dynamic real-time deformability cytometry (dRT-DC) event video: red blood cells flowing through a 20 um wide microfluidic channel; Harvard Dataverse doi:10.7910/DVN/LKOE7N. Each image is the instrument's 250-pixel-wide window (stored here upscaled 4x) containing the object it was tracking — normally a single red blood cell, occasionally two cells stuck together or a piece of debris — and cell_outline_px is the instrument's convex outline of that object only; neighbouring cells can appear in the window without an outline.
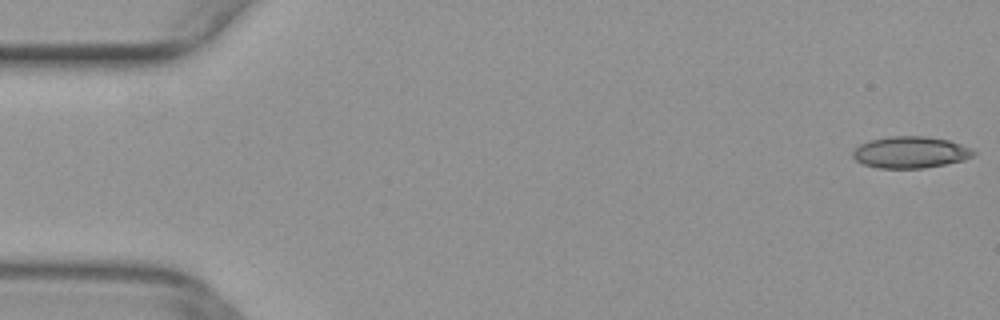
{"species": "common noctule bat (a hibernating species)", "species_latin": "Nyctalus noctula", "temperature_condition": "warm", "stored_images_in_passage": 22, "camera_frame_rate_fps": 3000, "um_per_image_px": 0.085, "animal": {"sex": "female", "body_mass_g": 29.2, "forearm_length_mm": 56.3}, "frame": {"image": 1, "passage_image": 1, "time_ms": 0.0, "image_size_px": [1000, 320], "cell_outline_px": [[976, 152], [972, 156], [964, 160], [924, 168], [876, 168], [864, 164], [856, 160], [852, 156], [852, 152], [860, 144], [868, 140], [888, 136], [924, 136], [948, 140], [972, 148]], "centroid_in_image_um": [77.37, 12.94], "position_along_channel_um": 7.6, "area_um2": 22.25}}
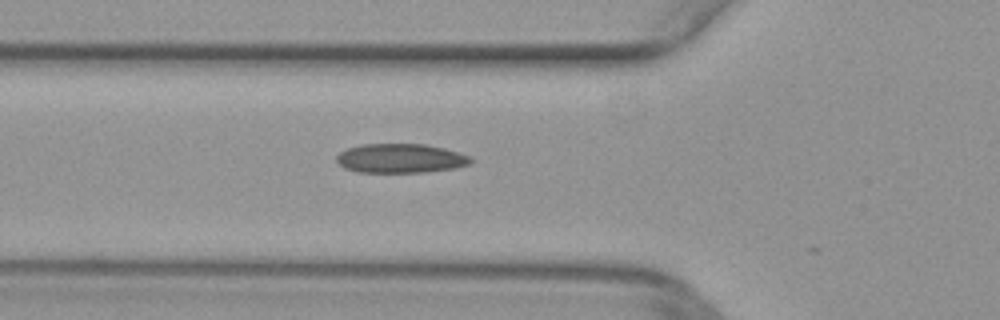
{"frame": {"image": 2, "passage_image": 18, "time_ms": 5.667, "image_size_px": [1000, 320], "cell_outline_px": [[472, 164], [456, 168], [424, 172], [356, 172], [344, 168], [336, 160], [336, 156], [340, 152], [348, 148], [360, 144], [424, 144], [444, 148], [472, 156]], "centroid_in_image_um": [34.07, 13.46], "position_along_channel_um": 91.7, "area_um2": 23.0}}
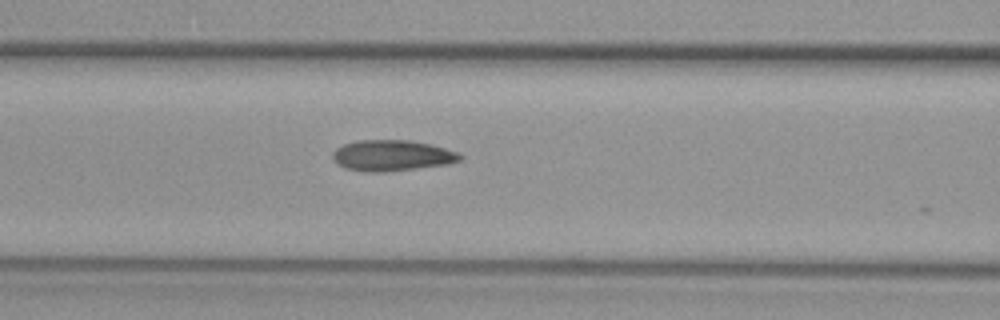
{"frame": {"image": 3, "passage_image": 21, "time_ms": 6.667, "image_size_px": [1000, 320], "cell_outline_px": [[464, 156], [460, 160], [448, 164], [384, 172], [368, 172], [344, 168], [332, 160], [332, 152], [336, 148], [344, 144], [356, 140], [408, 140], [432, 144], [460, 152]], "centroid_in_image_um": [33.32, 13.21], "position_along_channel_um": 133.3, "area_um2": 23.18}}